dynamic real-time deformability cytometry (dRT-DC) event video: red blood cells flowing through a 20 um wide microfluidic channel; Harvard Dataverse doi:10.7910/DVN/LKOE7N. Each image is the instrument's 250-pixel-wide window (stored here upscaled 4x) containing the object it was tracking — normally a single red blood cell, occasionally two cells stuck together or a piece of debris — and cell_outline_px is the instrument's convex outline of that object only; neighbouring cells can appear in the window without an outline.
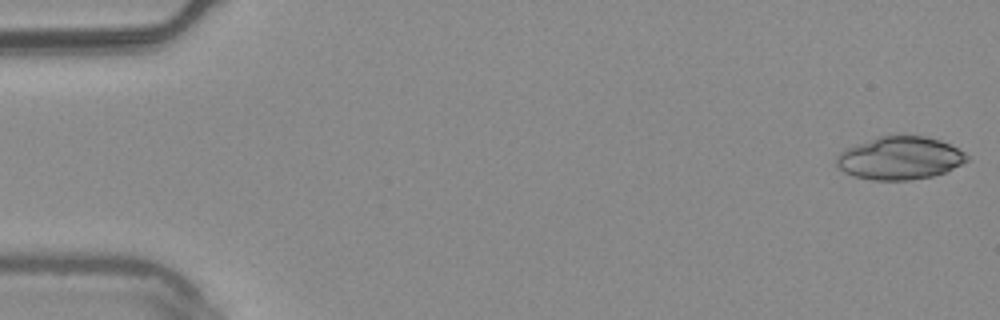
{"species": "common noctule bat (a hibernating species)", "species_latin": "Nyctalus noctula", "temperature_condition": "warm", "stored_images_in_passage": 54, "camera_frame_rate_fps": 3000, "um_per_image_px": 0.085, "animal": {"sex": "male", "body_mass_g": 20.4}, "frame": {"image": 1, "passage_image": 1, "time_ms": 0.0, "image_size_px": [1000, 320], "cell_outline_px": [[972, 160], [944, 172], [932, 176], [912, 180], [872, 180], [856, 176], [844, 172], [836, 164], [836, 156], [844, 148], [876, 136], [900, 132], [924, 136], [940, 140], [964, 152]], "centroid_in_image_um": [76.48, 13.39], "position_along_channel_um": 8.5, "area_um2": 33.41}}